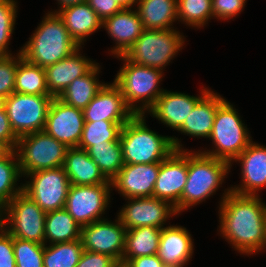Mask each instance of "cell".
<instances>
[{
  "mask_svg": "<svg viewBox=\"0 0 266 267\" xmlns=\"http://www.w3.org/2000/svg\"><path fill=\"white\" fill-rule=\"evenodd\" d=\"M260 195L224 190L219 203V234L238 253L251 256L266 249V204Z\"/></svg>",
  "mask_w": 266,
  "mask_h": 267,
  "instance_id": "6da1fadb",
  "label": "cell"
},
{
  "mask_svg": "<svg viewBox=\"0 0 266 267\" xmlns=\"http://www.w3.org/2000/svg\"><path fill=\"white\" fill-rule=\"evenodd\" d=\"M145 119V114H137L122 126L120 144L124 164L160 163L175 149L184 150L180 139L149 129Z\"/></svg>",
  "mask_w": 266,
  "mask_h": 267,
  "instance_id": "7a4b0ae2",
  "label": "cell"
},
{
  "mask_svg": "<svg viewBox=\"0 0 266 267\" xmlns=\"http://www.w3.org/2000/svg\"><path fill=\"white\" fill-rule=\"evenodd\" d=\"M79 47L62 18L48 11L20 50L28 62L45 69L70 56Z\"/></svg>",
  "mask_w": 266,
  "mask_h": 267,
  "instance_id": "3957f363",
  "label": "cell"
},
{
  "mask_svg": "<svg viewBox=\"0 0 266 267\" xmlns=\"http://www.w3.org/2000/svg\"><path fill=\"white\" fill-rule=\"evenodd\" d=\"M116 58L123 61V66L113 82L120 88L127 106L135 115L147 113L165 91L159 87L164 72L133 63L124 55Z\"/></svg>",
  "mask_w": 266,
  "mask_h": 267,
  "instance_id": "277c9868",
  "label": "cell"
},
{
  "mask_svg": "<svg viewBox=\"0 0 266 267\" xmlns=\"http://www.w3.org/2000/svg\"><path fill=\"white\" fill-rule=\"evenodd\" d=\"M230 169L231 164L225 160L207 156L198 150H188V175L180 199V213L213 196L222 187Z\"/></svg>",
  "mask_w": 266,
  "mask_h": 267,
  "instance_id": "5b68a950",
  "label": "cell"
},
{
  "mask_svg": "<svg viewBox=\"0 0 266 267\" xmlns=\"http://www.w3.org/2000/svg\"><path fill=\"white\" fill-rule=\"evenodd\" d=\"M237 110L226 99L218 106L209 137L213 149L199 152L231 164L247 148L252 137Z\"/></svg>",
  "mask_w": 266,
  "mask_h": 267,
  "instance_id": "8992f818",
  "label": "cell"
},
{
  "mask_svg": "<svg viewBox=\"0 0 266 267\" xmlns=\"http://www.w3.org/2000/svg\"><path fill=\"white\" fill-rule=\"evenodd\" d=\"M184 42L185 36L174 28L145 29L124 56L133 63L164 71Z\"/></svg>",
  "mask_w": 266,
  "mask_h": 267,
  "instance_id": "52a82bcc",
  "label": "cell"
},
{
  "mask_svg": "<svg viewBox=\"0 0 266 267\" xmlns=\"http://www.w3.org/2000/svg\"><path fill=\"white\" fill-rule=\"evenodd\" d=\"M68 147L45 131L18 138L15 151L22 177L40 170L63 167Z\"/></svg>",
  "mask_w": 266,
  "mask_h": 267,
  "instance_id": "ba28073f",
  "label": "cell"
},
{
  "mask_svg": "<svg viewBox=\"0 0 266 267\" xmlns=\"http://www.w3.org/2000/svg\"><path fill=\"white\" fill-rule=\"evenodd\" d=\"M46 214L21 192L0 211V225L12 237L45 244Z\"/></svg>",
  "mask_w": 266,
  "mask_h": 267,
  "instance_id": "9c48e42d",
  "label": "cell"
},
{
  "mask_svg": "<svg viewBox=\"0 0 266 267\" xmlns=\"http://www.w3.org/2000/svg\"><path fill=\"white\" fill-rule=\"evenodd\" d=\"M52 95L13 92L5 98L4 108L14 133L20 137L44 131Z\"/></svg>",
  "mask_w": 266,
  "mask_h": 267,
  "instance_id": "30bf717a",
  "label": "cell"
},
{
  "mask_svg": "<svg viewBox=\"0 0 266 267\" xmlns=\"http://www.w3.org/2000/svg\"><path fill=\"white\" fill-rule=\"evenodd\" d=\"M24 178L30 181L22 184V192L45 213L65 208L70 182L63 167L28 173Z\"/></svg>",
  "mask_w": 266,
  "mask_h": 267,
  "instance_id": "8fae6325",
  "label": "cell"
},
{
  "mask_svg": "<svg viewBox=\"0 0 266 267\" xmlns=\"http://www.w3.org/2000/svg\"><path fill=\"white\" fill-rule=\"evenodd\" d=\"M112 190V184L70 185L65 209L80 227L105 219Z\"/></svg>",
  "mask_w": 266,
  "mask_h": 267,
  "instance_id": "7c38bea8",
  "label": "cell"
},
{
  "mask_svg": "<svg viewBox=\"0 0 266 267\" xmlns=\"http://www.w3.org/2000/svg\"><path fill=\"white\" fill-rule=\"evenodd\" d=\"M119 211L118 218L126 230L137 227H165L172 216L179 215L175 207L166 200L156 197L127 198Z\"/></svg>",
  "mask_w": 266,
  "mask_h": 267,
  "instance_id": "4fadbf2b",
  "label": "cell"
},
{
  "mask_svg": "<svg viewBox=\"0 0 266 267\" xmlns=\"http://www.w3.org/2000/svg\"><path fill=\"white\" fill-rule=\"evenodd\" d=\"M187 150L175 149L160 162V170L153 190V197L171 203L178 214H180V199L188 175Z\"/></svg>",
  "mask_w": 266,
  "mask_h": 267,
  "instance_id": "5bb4252c",
  "label": "cell"
},
{
  "mask_svg": "<svg viewBox=\"0 0 266 267\" xmlns=\"http://www.w3.org/2000/svg\"><path fill=\"white\" fill-rule=\"evenodd\" d=\"M125 234L126 228L118 217L115 222L105 218L82 226L80 240L84 250L107 254L116 260H122Z\"/></svg>",
  "mask_w": 266,
  "mask_h": 267,
  "instance_id": "9a60e30c",
  "label": "cell"
},
{
  "mask_svg": "<svg viewBox=\"0 0 266 267\" xmlns=\"http://www.w3.org/2000/svg\"><path fill=\"white\" fill-rule=\"evenodd\" d=\"M84 122L83 110L54 97L47 112L44 131L68 148L78 147Z\"/></svg>",
  "mask_w": 266,
  "mask_h": 267,
  "instance_id": "2e32d148",
  "label": "cell"
},
{
  "mask_svg": "<svg viewBox=\"0 0 266 267\" xmlns=\"http://www.w3.org/2000/svg\"><path fill=\"white\" fill-rule=\"evenodd\" d=\"M160 163L124 164L111 180L112 189L127 198L152 197Z\"/></svg>",
  "mask_w": 266,
  "mask_h": 267,
  "instance_id": "e0dca14e",
  "label": "cell"
},
{
  "mask_svg": "<svg viewBox=\"0 0 266 267\" xmlns=\"http://www.w3.org/2000/svg\"><path fill=\"white\" fill-rule=\"evenodd\" d=\"M83 115L85 122H128L135 114L127 106L120 88L113 82L103 85L83 110Z\"/></svg>",
  "mask_w": 266,
  "mask_h": 267,
  "instance_id": "ac0fdd59",
  "label": "cell"
},
{
  "mask_svg": "<svg viewBox=\"0 0 266 267\" xmlns=\"http://www.w3.org/2000/svg\"><path fill=\"white\" fill-rule=\"evenodd\" d=\"M241 166V184L231 185V191L241 195H259L266 187V146L251 142L247 148L231 163Z\"/></svg>",
  "mask_w": 266,
  "mask_h": 267,
  "instance_id": "d6986e66",
  "label": "cell"
},
{
  "mask_svg": "<svg viewBox=\"0 0 266 267\" xmlns=\"http://www.w3.org/2000/svg\"><path fill=\"white\" fill-rule=\"evenodd\" d=\"M211 89L203 87L200 95L191 96L182 92H171L165 90L157 99L154 106L147 112L154 118L161 121L166 127L178 130L186 117L190 114L195 105L210 91Z\"/></svg>",
  "mask_w": 266,
  "mask_h": 267,
  "instance_id": "ffe728a7",
  "label": "cell"
},
{
  "mask_svg": "<svg viewBox=\"0 0 266 267\" xmlns=\"http://www.w3.org/2000/svg\"><path fill=\"white\" fill-rule=\"evenodd\" d=\"M193 240L190 232L183 226L163 227L157 256L166 267H184L192 259Z\"/></svg>",
  "mask_w": 266,
  "mask_h": 267,
  "instance_id": "44dd1931",
  "label": "cell"
},
{
  "mask_svg": "<svg viewBox=\"0 0 266 267\" xmlns=\"http://www.w3.org/2000/svg\"><path fill=\"white\" fill-rule=\"evenodd\" d=\"M102 28L106 29L107 34L115 42L111 48L110 55H124L134 44L136 39L145 30L143 23L134 9H122L113 16L107 17L102 21Z\"/></svg>",
  "mask_w": 266,
  "mask_h": 267,
  "instance_id": "7402d4cb",
  "label": "cell"
},
{
  "mask_svg": "<svg viewBox=\"0 0 266 267\" xmlns=\"http://www.w3.org/2000/svg\"><path fill=\"white\" fill-rule=\"evenodd\" d=\"M79 47L70 56L45 68L46 84L49 93L58 97L76 78L88 73L97 62L83 56Z\"/></svg>",
  "mask_w": 266,
  "mask_h": 267,
  "instance_id": "603a6c76",
  "label": "cell"
},
{
  "mask_svg": "<svg viewBox=\"0 0 266 267\" xmlns=\"http://www.w3.org/2000/svg\"><path fill=\"white\" fill-rule=\"evenodd\" d=\"M225 100L222 95L210 90L192 109L182 126L177 130L197 138H209L218 106Z\"/></svg>",
  "mask_w": 266,
  "mask_h": 267,
  "instance_id": "cb8c5ba5",
  "label": "cell"
},
{
  "mask_svg": "<svg viewBox=\"0 0 266 267\" xmlns=\"http://www.w3.org/2000/svg\"><path fill=\"white\" fill-rule=\"evenodd\" d=\"M63 168L70 185L111 184L84 149L68 148Z\"/></svg>",
  "mask_w": 266,
  "mask_h": 267,
  "instance_id": "d4e9b609",
  "label": "cell"
},
{
  "mask_svg": "<svg viewBox=\"0 0 266 267\" xmlns=\"http://www.w3.org/2000/svg\"><path fill=\"white\" fill-rule=\"evenodd\" d=\"M75 42L82 47L86 38L102 28V21L87 2L62 8L57 12Z\"/></svg>",
  "mask_w": 266,
  "mask_h": 267,
  "instance_id": "484cf974",
  "label": "cell"
},
{
  "mask_svg": "<svg viewBox=\"0 0 266 267\" xmlns=\"http://www.w3.org/2000/svg\"><path fill=\"white\" fill-rule=\"evenodd\" d=\"M135 9L144 29H171L178 20L177 0H138Z\"/></svg>",
  "mask_w": 266,
  "mask_h": 267,
  "instance_id": "4316f807",
  "label": "cell"
},
{
  "mask_svg": "<svg viewBox=\"0 0 266 267\" xmlns=\"http://www.w3.org/2000/svg\"><path fill=\"white\" fill-rule=\"evenodd\" d=\"M100 67L97 63L88 73L73 80L57 98L67 105L84 110L105 84L97 76Z\"/></svg>",
  "mask_w": 266,
  "mask_h": 267,
  "instance_id": "83f0119b",
  "label": "cell"
},
{
  "mask_svg": "<svg viewBox=\"0 0 266 267\" xmlns=\"http://www.w3.org/2000/svg\"><path fill=\"white\" fill-rule=\"evenodd\" d=\"M161 228L145 226L126 230L125 250L122 260L157 254L161 236Z\"/></svg>",
  "mask_w": 266,
  "mask_h": 267,
  "instance_id": "f1b7e54d",
  "label": "cell"
},
{
  "mask_svg": "<svg viewBox=\"0 0 266 267\" xmlns=\"http://www.w3.org/2000/svg\"><path fill=\"white\" fill-rule=\"evenodd\" d=\"M81 227L65 208L48 212L45 218V244L80 239Z\"/></svg>",
  "mask_w": 266,
  "mask_h": 267,
  "instance_id": "f546056e",
  "label": "cell"
},
{
  "mask_svg": "<svg viewBox=\"0 0 266 267\" xmlns=\"http://www.w3.org/2000/svg\"><path fill=\"white\" fill-rule=\"evenodd\" d=\"M14 92L51 95L46 84L45 69L28 62L22 53H19V64L15 73Z\"/></svg>",
  "mask_w": 266,
  "mask_h": 267,
  "instance_id": "4dcf8cb0",
  "label": "cell"
},
{
  "mask_svg": "<svg viewBox=\"0 0 266 267\" xmlns=\"http://www.w3.org/2000/svg\"><path fill=\"white\" fill-rule=\"evenodd\" d=\"M86 151L103 175L110 181L123 168L124 161L120 141H105V143L94 144Z\"/></svg>",
  "mask_w": 266,
  "mask_h": 267,
  "instance_id": "1f68e13d",
  "label": "cell"
},
{
  "mask_svg": "<svg viewBox=\"0 0 266 267\" xmlns=\"http://www.w3.org/2000/svg\"><path fill=\"white\" fill-rule=\"evenodd\" d=\"M22 174L15 150H11L0 159V211L19 193L22 192V183L18 186Z\"/></svg>",
  "mask_w": 266,
  "mask_h": 267,
  "instance_id": "d6a6232c",
  "label": "cell"
},
{
  "mask_svg": "<svg viewBox=\"0 0 266 267\" xmlns=\"http://www.w3.org/2000/svg\"><path fill=\"white\" fill-rule=\"evenodd\" d=\"M83 251L80 239L57 244H44L43 265L44 267H76Z\"/></svg>",
  "mask_w": 266,
  "mask_h": 267,
  "instance_id": "836d02e7",
  "label": "cell"
},
{
  "mask_svg": "<svg viewBox=\"0 0 266 267\" xmlns=\"http://www.w3.org/2000/svg\"><path fill=\"white\" fill-rule=\"evenodd\" d=\"M125 123L127 122L107 120L84 122L78 148L87 150L94 144L105 143V141H120L121 129Z\"/></svg>",
  "mask_w": 266,
  "mask_h": 267,
  "instance_id": "e575fe53",
  "label": "cell"
},
{
  "mask_svg": "<svg viewBox=\"0 0 266 267\" xmlns=\"http://www.w3.org/2000/svg\"><path fill=\"white\" fill-rule=\"evenodd\" d=\"M177 16L179 22L190 28L199 29L213 19V2L212 0H177Z\"/></svg>",
  "mask_w": 266,
  "mask_h": 267,
  "instance_id": "d590c367",
  "label": "cell"
},
{
  "mask_svg": "<svg viewBox=\"0 0 266 267\" xmlns=\"http://www.w3.org/2000/svg\"><path fill=\"white\" fill-rule=\"evenodd\" d=\"M16 267H44V244L13 237Z\"/></svg>",
  "mask_w": 266,
  "mask_h": 267,
  "instance_id": "8d00e7d4",
  "label": "cell"
},
{
  "mask_svg": "<svg viewBox=\"0 0 266 267\" xmlns=\"http://www.w3.org/2000/svg\"><path fill=\"white\" fill-rule=\"evenodd\" d=\"M17 1L0 0V56L12 55L9 50L17 17Z\"/></svg>",
  "mask_w": 266,
  "mask_h": 267,
  "instance_id": "74e56055",
  "label": "cell"
},
{
  "mask_svg": "<svg viewBox=\"0 0 266 267\" xmlns=\"http://www.w3.org/2000/svg\"><path fill=\"white\" fill-rule=\"evenodd\" d=\"M19 50L16 55L0 56V96L6 98L14 92L15 73L19 64Z\"/></svg>",
  "mask_w": 266,
  "mask_h": 267,
  "instance_id": "f35d334b",
  "label": "cell"
},
{
  "mask_svg": "<svg viewBox=\"0 0 266 267\" xmlns=\"http://www.w3.org/2000/svg\"><path fill=\"white\" fill-rule=\"evenodd\" d=\"M212 2L213 18L223 21L239 15L246 5V0H212Z\"/></svg>",
  "mask_w": 266,
  "mask_h": 267,
  "instance_id": "ab89813d",
  "label": "cell"
},
{
  "mask_svg": "<svg viewBox=\"0 0 266 267\" xmlns=\"http://www.w3.org/2000/svg\"><path fill=\"white\" fill-rule=\"evenodd\" d=\"M0 267H16L13 237L0 225Z\"/></svg>",
  "mask_w": 266,
  "mask_h": 267,
  "instance_id": "60d3db41",
  "label": "cell"
},
{
  "mask_svg": "<svg viewBox=\"0 0 266 267\" xmlns=\"http://www.w3.org/2000/svg\"><path fill=\"white\" fill-rule=\"evenodd\" d=\"M116 261L110 255L84 250L76 267H112Z\"/></svg>",
  "mask_w": 266,
  "mask_h": 267,
  "instance_id": "b9f144b4",
  "label": "cell"
},
{
  "mask_svg": "<svg viewBox=\"0 0 266 267\" xmlns=\"http://www.w3.org/2000/svg\"><path fill=\"white\" fill-rule=\"evenodd\" d=\"M87 3L101 21L122 10L116 0H87Z\"/></svg>",
  "mask_w": 266,
  "mask_h": 267,
  "instance_id": "7bdbcfd3",
  "label": "cell"
},
{
  "mask_svg": "<svg viewBox=\"0 0 266 267\" xmlns=\"http://www.w3.org/2000/svg\"><path fill=\"white\" fill-rule=\"evenodd\" d=\"M18 136L14 133L5 108L0 109V141L4 142L11 150H15Z\"/></svg>",
  "mask_w": 266,
  "mask_h": 267,
  "instance_id": "ee69618b",
  "label": "cell"
},
{
  "mask_svg": "<svg viewBox=\"0 0 266 267\" xmlns=\"http://www.w3.org/2000/svg\"><path fill=\"white\" fill-rule=\"evenodd\" d=\"M128 262L132 267H166L157 254L132 258Z\"/></svg>",
  "mask_w": 266,
  "mask_h": 267,
  "instance_id": "f6af8a7d",
  "label": "cell"
},
{
  "mask_svg": "<svg viewBox=\"0 0 266 267\" xmlns=\"http://www.w3.org/2000/svg\"><path fill=\"white\" fill-rule=\"evenodd\" d=\"M58 1V8L57 10H54V13H57L59 10H61L62 8H66L69 6H73V5H77L80 3H84L87 2V0H56ZM60 5V6H59Z\"/></svg>",
  "mask_w": 266,
  "mask_h": 267,
  "instance_id": "bcb514c9",
  "label": "cell"
},
{
  "mask_svg": "<svg viewBox=\"0 0 266 267\" xmlns=\"http://www.w3.org/2000/svg\"><path fill=\"white\" fill-rule=\"evenodd\" d=\"M122 9H132L138 0H116Z\"/></svg>",
  "mask_w": 266,
  "mask_h": 267,
  "instance_id": "7dc6e473",
  "label": "cell"
},
{
  "mask_svg": "<svg viewBox=\"0 0 266 267\" xmlns=\"http://www.w3.org/2000/svg\"><path fill=\"white\" fill-rule=\"evenodd\" d=\"M11 149L2 141H0V159L5 157Z\"/></svg>",
  "mask_w": 266,
  "mask_h": 267,
  "instance_id": "c3c4849f",
  "label": "cell"
},
{
  "mask_svg": "<svg viewBox=\"0 0 266 267\" xmlns=\"http://www.w3.org/2000/svg\"><path fill=\"white\" fill-rule=\"evenodd\" d=\"M112 267H132L129 262L124 260H117Z\"/></svg>",
  "mask_w": 266,
  "mask_h": 267,
  "instance_id": "681fc988",
  "label": "cell"
},
{
  "mask_svg": "<svg viewBox=\"0 0 266 267\" xmlns=\"http://www.w3.org/2000/svg\"><path fill=\"white\" fill-rule=\"evenodd\" d=\"M4 101H5V98L0 96V109L4 107Z\"/></svg>",
  "mask_w": 266,
  "mask_h": 267,
  "instance_id": "f907efd6",
  "label": "cell"
}]
</instances>
